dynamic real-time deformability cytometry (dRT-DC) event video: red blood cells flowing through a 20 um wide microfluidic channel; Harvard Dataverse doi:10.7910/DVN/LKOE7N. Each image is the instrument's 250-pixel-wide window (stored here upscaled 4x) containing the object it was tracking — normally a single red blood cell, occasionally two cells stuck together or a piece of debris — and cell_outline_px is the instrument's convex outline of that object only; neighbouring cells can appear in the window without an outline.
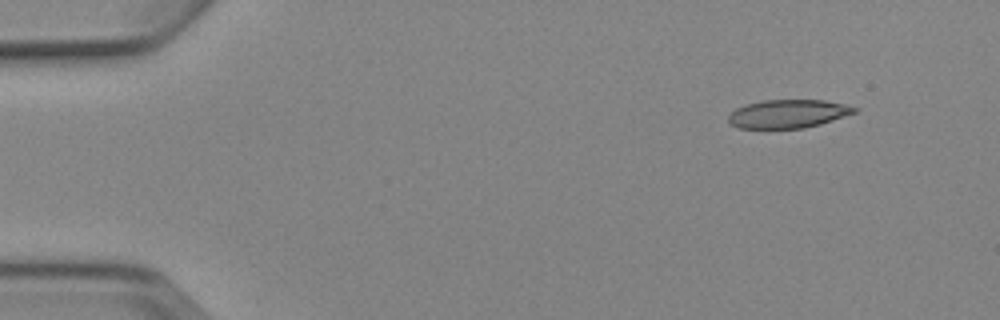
{"species": "Egyptian fruit bat (a non-hibernating species)", "species_latin": "Rousettus aegyptiacus", "temperature_condition": "cold", "stored_images_in_passage": 4, "camera_frame_rate_fps": 3000, "um_per_image_px": 0.085, "animal": {"sex": "female"}, "frame": {"image": 1, "passage_image": 2, "time_ms": 1.333, "image_size_px": [1000, 320], "cell_outline_px": [[860, 108], [856, 112], [820, 124], [804, 128], [740, 128], [728, 124], [728, 116], [736, 108], [744, 104], [764, 100], [824, 100], [844, 104]], "centroid_in_image_um": [66.96, 9.67], "position_along_channel_um": 18.0, "area_um2": 20.87}}
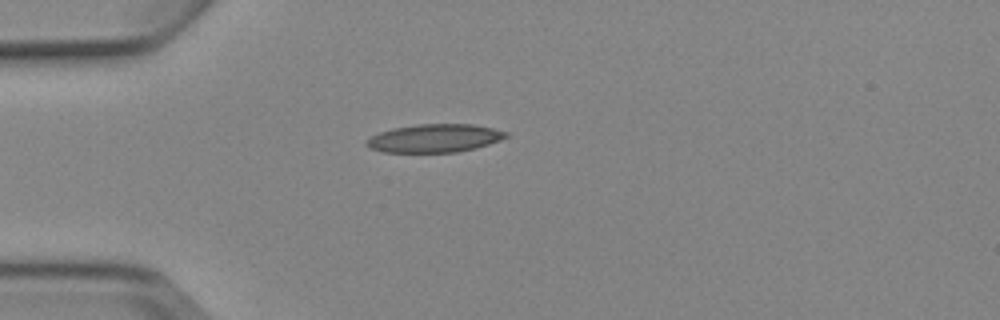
{"frame": {"image": 2, "passage_image": 4, "time_ms": 4.333, "image_size_px": [1000, 320], "cell_outline_px": [[508, 136], [500, 140], [476, 148], [456, 152], [384, 152], [368, 148], [364, 144], [372, 136], [380, 132], [392, 128], [416, 124], [472, 124], [492, 128], [508, 132]], "centroid_in_image_um": [36.93, 11.75], "position_along_channel_um": 48.1, "area_um2": 22.89}}